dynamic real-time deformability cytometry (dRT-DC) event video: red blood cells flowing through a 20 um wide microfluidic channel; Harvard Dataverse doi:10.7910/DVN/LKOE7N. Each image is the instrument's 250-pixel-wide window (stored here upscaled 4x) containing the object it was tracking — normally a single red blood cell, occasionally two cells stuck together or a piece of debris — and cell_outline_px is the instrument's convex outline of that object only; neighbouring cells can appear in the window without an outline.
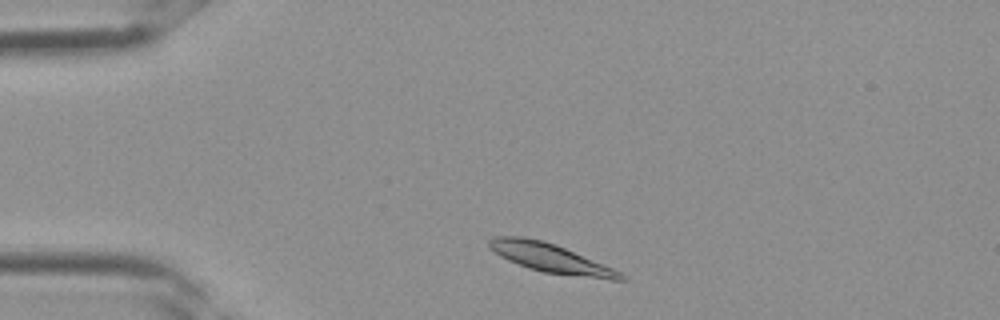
{"species": "Egyptian fruit bat (a non-hibernating species)", "species_latin": "Rousettus aegyptiacus", "temperature_condition": "room temperature", "stored_images_in_passage": 2, "camera_frame_rate_fps": 3000, "um_per_image_px": 0.085, "frame": {"image": 1, "passage_image": 1, "time_ms": 0.0, "image_size_px": [1000, 320], "cell_outline_px": [[628, 280], [612, 280], [544, 272], [528, 268], [508, 260], [500, 256], [488, 248], [488, 240], [492, 236], [520, 236], [544, 240], [556, 244], [612, 268], [628, 276]], "centroid_in_image_um": [46.77, 21.93], "position_along_channel_um": 38.2, "area_um2": 22.2}}